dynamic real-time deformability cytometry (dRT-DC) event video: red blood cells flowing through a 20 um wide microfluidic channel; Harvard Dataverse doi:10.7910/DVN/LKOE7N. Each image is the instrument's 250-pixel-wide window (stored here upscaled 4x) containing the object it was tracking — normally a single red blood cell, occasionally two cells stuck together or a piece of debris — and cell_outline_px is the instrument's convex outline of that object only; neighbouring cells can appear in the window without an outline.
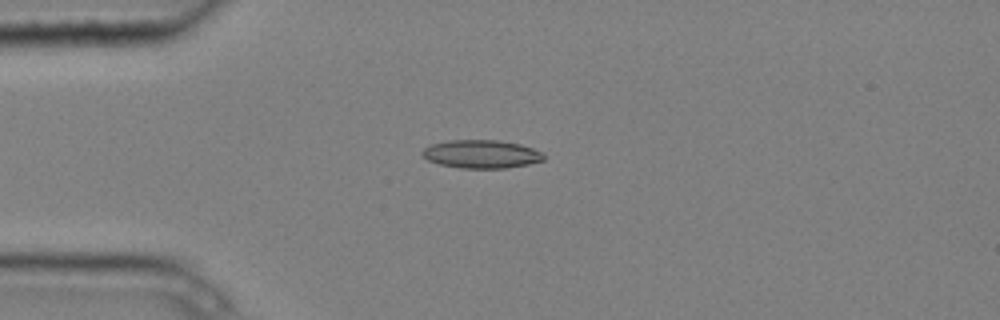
{"species": "common noctule bat (a hibernating species)", "species_latin": "Nyctalus noctula", "temperature_condition": "cold", "stored_images_in_passage": 6, "camera_frame_rate_fps": 3000, "um_per_image_px": 0.085, "animal": {"sex": "male", "body_mass_g": 20.4}, "frame": {"image": 1, "passage_image": 4, "time_ms": 1.0, "image_size_px": [1000, 320], "cell_outline_px": [[544, 160], [528, 164], [508, 168], [460, 168], [440, 164], [428, 160], [420, 152], [424, 148], [432, 144], [448, 140], [500, 140], [520, 144], [544, 152]], "centroid_in_image_um": [40.94, 13.09], "position_along_channel_um": 44.1, "area_um2": 20.06}}
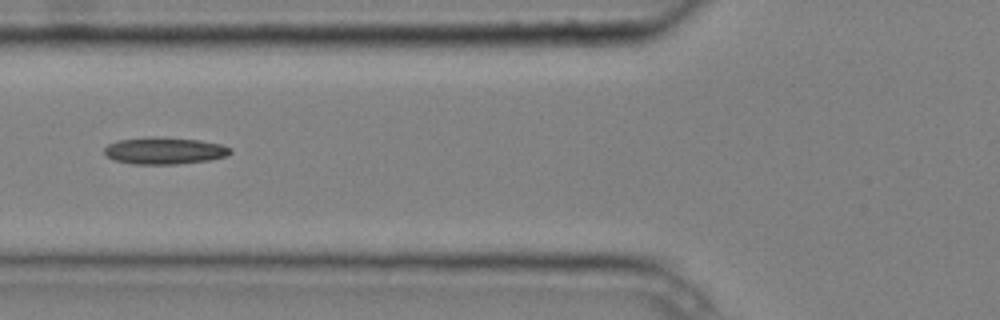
{"frame": {"image": 2, "passage_image": 6, "time_ms": 1.667, "image_size_px": [1000, 320], "cell_outline_px": [[232, 152], [228, 156], [208, 160], [176, 164], [132, 164], [112, 160], [104, 156], [104, 148], [108, 144], [120, 140], [152, 136], [156, 136], [200, 140], [220, 144], [232, 148]], "centroid_in_image_um": [13.96, 12.81], "position_along_channel_um": 111.8, "area_um2": 20.0}}